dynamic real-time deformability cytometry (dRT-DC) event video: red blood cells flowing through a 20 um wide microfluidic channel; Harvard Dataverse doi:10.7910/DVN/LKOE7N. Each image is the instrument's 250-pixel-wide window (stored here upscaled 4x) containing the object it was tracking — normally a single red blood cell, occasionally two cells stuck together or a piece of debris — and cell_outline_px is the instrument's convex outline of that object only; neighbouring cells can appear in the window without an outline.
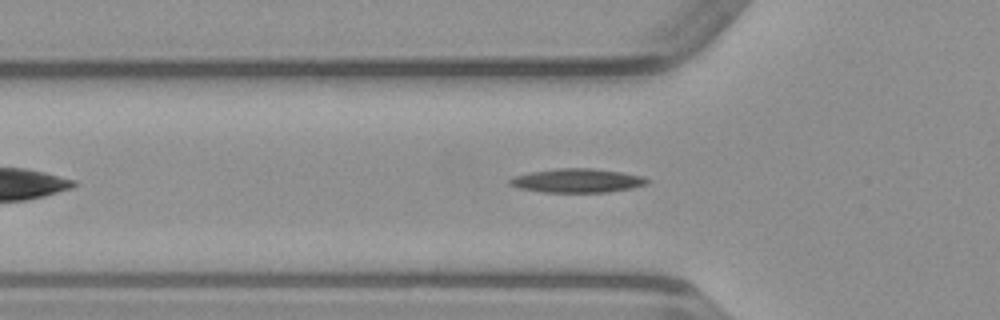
{"species": "common noctule bat (a hibernating species)", "species_latin": "Nyctalus noctula", "temperature_condition": "warm", "stored_images_in_passage": 37, "camera_frame_rate_fps": 3000, "um_per_image_px": 0.085, "animal": {"sex": "male", "body_mass_g": 23.1, "forearm_length_mm": 52.7}, "frame": {"image": 1, "passage_image": 9, "time_ms": 2.667, "image_size_px": [1000, 320], "cell_outline_px": [[648, 184], [632, 188], [608, 192], [544, 192], [520, 188], [508, 184], [508, 180], [512, 176], [532, 172], [560, 168], [592, 168], [620, 172], [644, 176], [648, 180]], "centroid_in_image_um": [49.06, 15.35], "position_along_channel_um": 76.7, "area_um2": 19.07}}
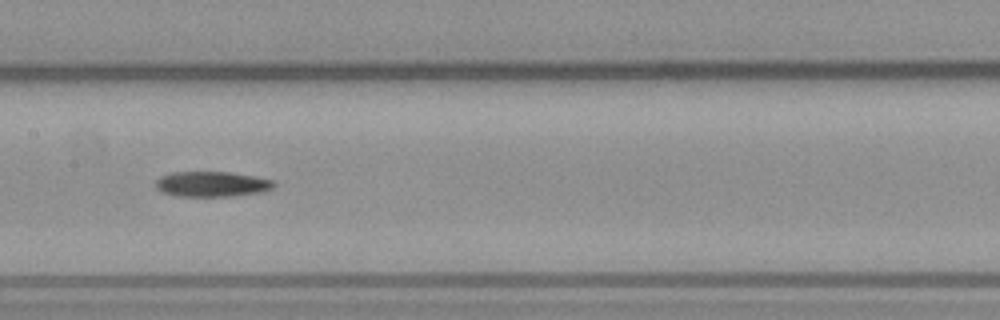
{"frame": {"image": 2, "passage_image": 17, "time_ms": 5.333, "image_size_px": [1000, 320], "cell_outline_px": [[276, 184], [272, 188], [264, 192], [232, 196], [176, 196], [160, 192], [156, 188], [156, 180], [160, 176], [172, 172], [228, 172], [276, 180]], "centroid_in_image_um": [18.01, 15.65], "position_along_channel_um": 189.4, "area_um2": 17.57}}
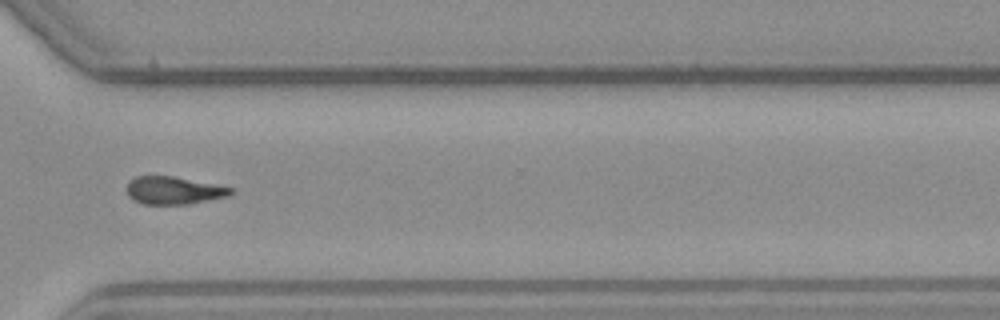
{"frame": {"image": 3, "passage_image": 29, "time_ms": 9.333, "image_size_px": [1000, 320], "cell_outline_px": [[232, 192], [228, 196], [188, 204], [144, 204], [132, 200], [128, 196], [128, 180], [136, 176], [172, 176], [232, 188]], "centroid_in_image_um": [14.7, 16.19], "position_along_channel_um": 355.9, "area_um2": 16.53}}